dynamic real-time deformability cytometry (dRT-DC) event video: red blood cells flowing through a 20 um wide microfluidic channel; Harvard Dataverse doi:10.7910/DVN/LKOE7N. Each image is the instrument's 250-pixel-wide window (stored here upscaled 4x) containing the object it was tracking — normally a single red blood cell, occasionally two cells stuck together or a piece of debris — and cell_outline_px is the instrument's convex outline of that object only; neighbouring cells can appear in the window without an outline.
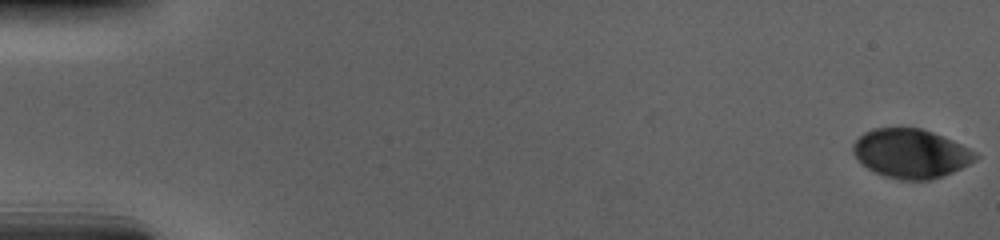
{"species": "human", "species_latin": "Homo sapiens", "temperature_condition": "cold", "stored_images_in_passage": 57, "camera_frame_rate_fps": 3000, "um_per_image_px": 0.085, "donor": {"sex": "male"}, "frame": {"image": 1, "passage_image": 1, "time_ms": 0.0, "image_size_px": [1000, 240], "cell_outline_px": [[980, 156], [976, 160], [952, 172], [928, 180], [900, 180], [884, 176], [868, 168], [852, 152], [852, 144], [864, 132], [872, 128], [920, 128], [932, 132], [952, 140], [976, 152]], "centroid_in_image_um": [77.42, 13.04], "position_along_channel_um": 7.6, "area_um2": 34.68}}
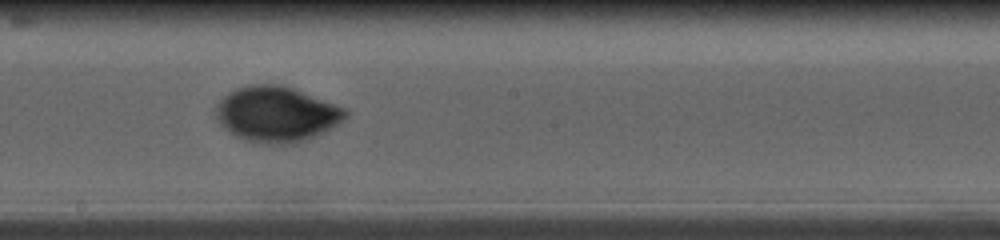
{"frame": {"image": 2, "passage_image": 33, "time_ms": 10.667, "image_size_px": [1000, 240], "cell_outline_px": [[348, 116], [324, 132], [308, 140], [296, 144], [256, 144], [244, 140], [228, 132], [220, 124], [212, 108], [228, 92], [236, 88], [252, 84], [280, 84], [292, 88], [344, 108], [348, 112]], "centroid_in_image_um": [23.44, 9.73], "position_along_channel_um": 224.8, "area_um2": 42.14}}
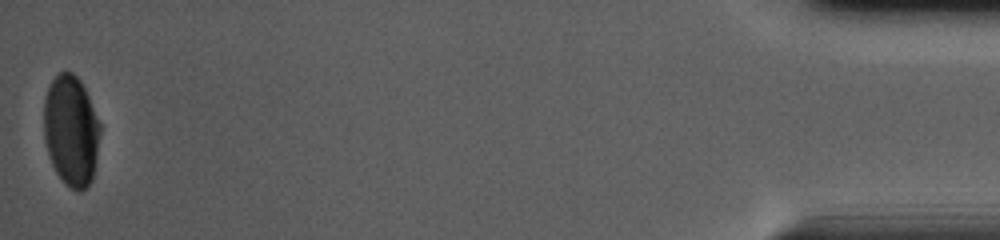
{"frame": {"image": 3, "passage_image": 57, "time_ms": 18.667, "image_size_px": [1000, 240], "cell_outline_px": [[100, 132], [92, 180], [80, 192], [76, 192], [64, 184], [56, 172], [48, 156], [44, 140], [44, 100], [48, 84], [60, 72], [72, 72], [80, 80], [88, 96], [100, 124]], "centroid_in_image_um": [6.02, 11.12], "position_along_channel_um": 429.2, "area_um2": 36.36}, "authors_computed_cell_mechanics": {"area_um2": 38.7838, "velocity_mm_per_s": 3.6881, "shape_relaxation_time_tau1_ms": 3.4524, "shape_relaxation_time_tau2_ms": 0.7191, "deformation_change_tau1": 0.1264, "deformation_change_tau2": 0.0241}}